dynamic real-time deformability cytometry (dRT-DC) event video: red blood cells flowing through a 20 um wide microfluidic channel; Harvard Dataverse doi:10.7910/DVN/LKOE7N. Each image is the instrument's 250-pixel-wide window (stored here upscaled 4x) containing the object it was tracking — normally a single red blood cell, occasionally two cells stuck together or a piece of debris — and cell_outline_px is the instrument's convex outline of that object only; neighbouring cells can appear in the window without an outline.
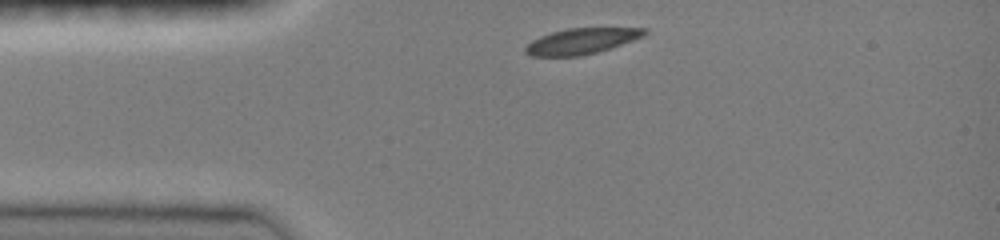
{"species": "common noctule bat (a hibernating species)", "species_latin": "Nyctalus noctula", "temperature_condition": "room temperature", "stored_images_in_passage": 18, "camera_frame_rate_fps": 3000, "um_per_image_px": 0.085, "animal": {"sex": "female", "body_mass_g": 19.0, "forearm_length_mm": 51.5}, "frame": {"image": 1, "passage_image": 1, "time_ms": 0.0, "image_size_px": [1000, 240], "cell_outline_px": [[648, 32], [644, 36], [596, 52], [580, 56], [532, 56], [524, 52], [524, 48], [532, 40], [540, 36], [552, 32], [568, 28], [648, 28]], "centroid_in_image_um": [49.4, 3.49], "position_along_channel_um": 35.6, "area_um2": 17.69}}
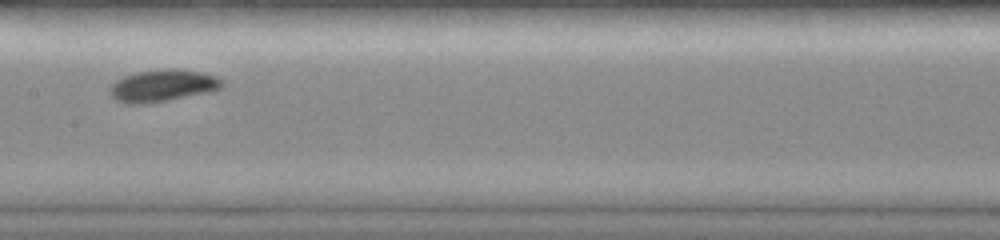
{"frame": {"image": 2, "passage_image": 13, "time_ms": 4.667, "image_size_px": [1000, 240], "cell_outline_px": [[224, 88], [212, 92], [148, 104], [128, 104], [116, 100], [108, 92], [108, 88], [116, 80], [124, 76], [136, 72], [168, 68], [176, 68], [204, 72], [216, 76], [224, 80]], "centroid_in_image_um": [13.87, 7.28], "position_along_channel_um": 193.5, "area_um2": 21.56}}
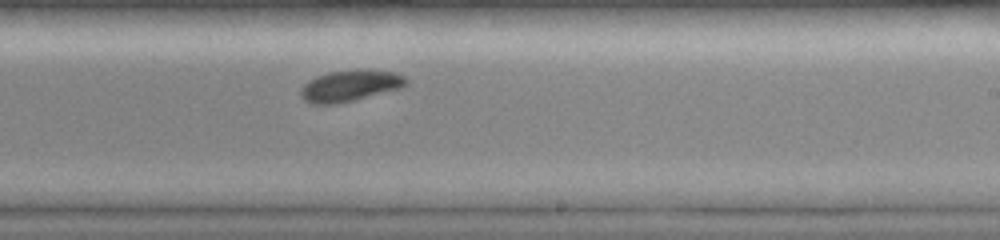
{"frame": {"image": 3, "passage_image": 18, "time_ms": 6.333, "image_size_px": [1000, 240], "cell_outline_px": [[408, 84], [400, 88], [336, 104], [312, 104], [304, 100], [300, 96], [300, 88], [308, 80], [316, 76], [328, 72], [364, 68], [396, 72], [404, 76], [408, 80]], "centroid_in_image_um": [29.74, 7.26], "position_along_channel_um": 259.3, "area_um2": 19.42}}